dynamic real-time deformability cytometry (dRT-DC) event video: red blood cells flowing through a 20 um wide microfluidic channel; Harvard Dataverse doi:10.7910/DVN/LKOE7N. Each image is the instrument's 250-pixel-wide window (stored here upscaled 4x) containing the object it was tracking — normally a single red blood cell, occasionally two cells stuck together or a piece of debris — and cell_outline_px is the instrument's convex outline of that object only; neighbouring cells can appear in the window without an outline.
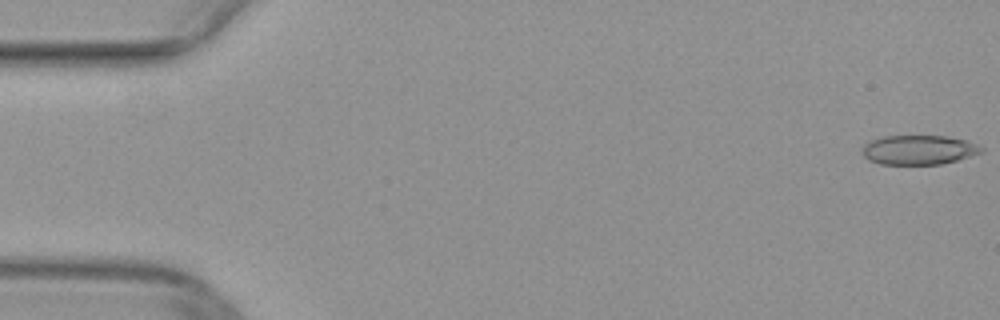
{"species": "common noctule bat (a hibernating species)", "species_latin": "Nyctalus noctula", "temperature_condition": "warm", "stored_images_in_passage": 14, "camera_frame_rate_fps": 3000, "um_per_image_px": 0.085, "animal": {"sex": "female", "body_mass_g": 29.2, "forearm_length_mm": 56.3}, "frame": {"image": 1, "passage_image": 1, "time_ms": 0.0, "image_size_px": [1000, 320], "cell_outline_px": [[984, 148], [980, 152], [956, 160], [940, 164], [880, 164], [868, 160], [860, 152], [864, 144], [868, 140], [884, 136], [948, 136], [964, 140], [976, 144]], "centroid_in_image_um": [78.01, 12.73], "position_along_channel_um": 7.0, "area_um2": 20.35}}
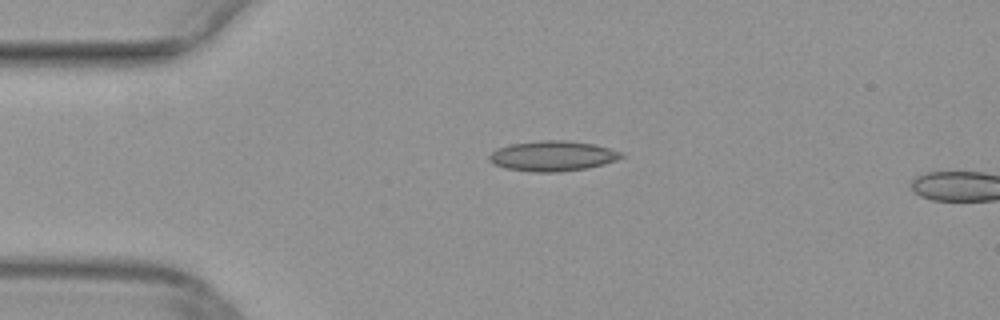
{"frame": {"image": 2, "passage_image": 12, "time_ms": 3.667, "image_size_px": [1000, 320], "cell_outline_px": [[624, 156], [616, 160], [604, 164], [588, 168], [560, 172], [532, 172], [504, 168], [488, 160], [488, 156], [496, 148], [512, 144], [540, 140], [564, 140], [596, 144], [624, 152]], "centroid_in_image_um": [47.0, 13.26], "position_along_channel_um": 38.0, "area_um2": 23.47}}